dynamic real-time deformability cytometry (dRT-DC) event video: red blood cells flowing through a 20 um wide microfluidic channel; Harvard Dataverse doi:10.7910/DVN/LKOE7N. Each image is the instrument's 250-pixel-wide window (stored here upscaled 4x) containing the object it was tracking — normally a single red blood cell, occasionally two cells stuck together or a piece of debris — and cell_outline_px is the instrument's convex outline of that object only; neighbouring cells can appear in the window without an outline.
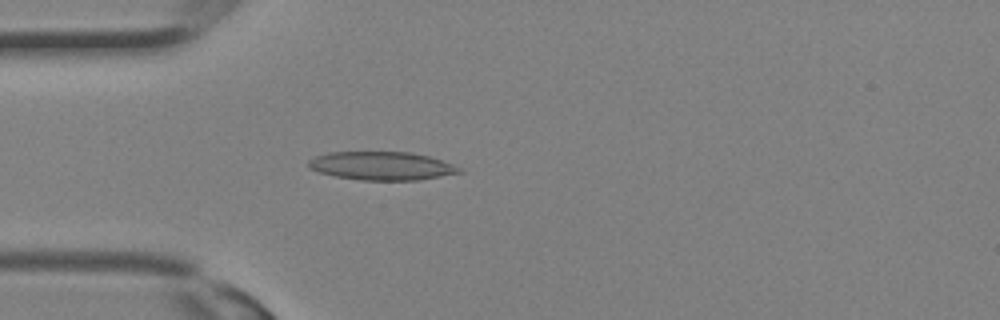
{"species": "Egyptian fruit bat (a non-hibernating species)", "species_latin": "Rousettus aegyptiacus", "temperature_condition": "room temperature", "stored_images_in_passage": 27, "camera_frame_rate_fps": 3000, "um_per_image_px": 0.085, "animal": {"sex": "female"}, "frame": {"image": 1, "passage_image": 4, "time_ms": 1.0, "image_size_px": [1000, 320], "cell_outline_px": [[464, 172], [416, 180], [360, 180], [336, 176], [320, 172], [308, 168], [308, 160], [316, 156], [328, 152], [412, 152], [428, 156], [464, 168]], "centroid_in_image_um": [32.45, 14.09], "position_along_channel_um": 52.5, "area_um2": 24.91}}
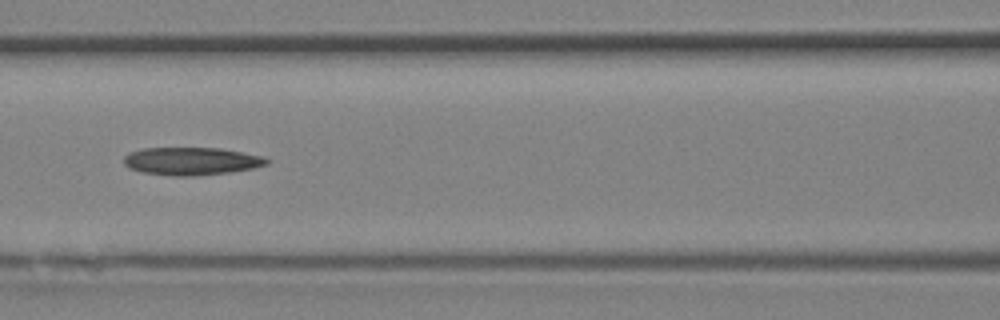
{"frame": {"image": 2, "passage_image": 9, "time_ms": 2.667, "image_size_px": [1000, 320], "cell_outline_px": [[268, 164], [252, 168], [232, 172], [192, 176], [176, 176], [144, 172], [128, 168], [124, 164], [124, 156], [128, 152], [144, 148], [220, 148], [264, 156], [268, 160]], "centroid_in_image_um": [16.26, 13.69], "position_along_channel_um": 150.3, "area_um2": 23.12}}
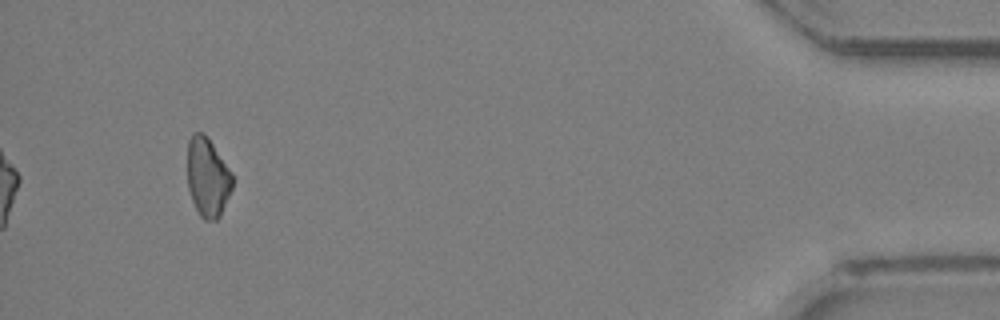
{"frame": {"image": 3, "passage_image": 25, "time_ms": 8.0, "image_size_px": [1000, 320], "cell_outline_px": [[232, 188], [220, 216], [216, 220], [204, 220], [200, 216], [192, 200], [188, 188], [188, 140], [192, 132], [204, 132], [232, 172]], "centroid_in_image_um": [17.64, 15.06], "position_along_channel_um": 417.6, "area_um2": 20.69}}